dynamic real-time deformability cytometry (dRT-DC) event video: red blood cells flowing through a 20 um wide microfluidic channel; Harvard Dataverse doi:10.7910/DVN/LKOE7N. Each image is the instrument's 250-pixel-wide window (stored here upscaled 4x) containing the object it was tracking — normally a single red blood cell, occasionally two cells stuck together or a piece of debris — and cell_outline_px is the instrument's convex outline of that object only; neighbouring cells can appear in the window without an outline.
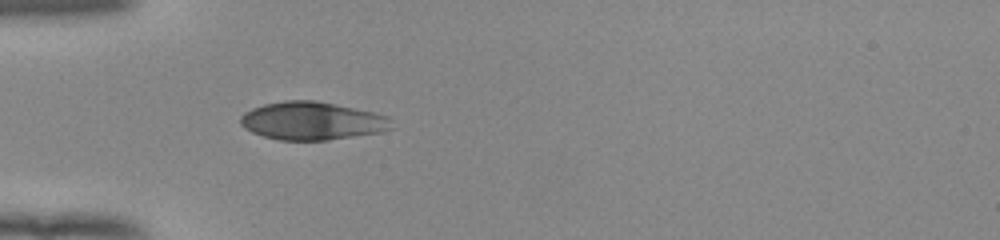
{"species": "human", "species_latin": "Homo sapiens", "temperature_condition": "room temperature", "stored_images_in_passage": 37, "camera_frame_rate_fps": 3000, "um_per_image_px": 0.085, "donor": {"sex": "female"}, "frame": {"image": 1, "passage_image": 1, "time_ms": 0.0, "image_size_px": [1000, 240], "cell_outline_px": [[396, 128], [384, 132], [328, 140], [280, 140], [264, 136], [252, 132], [244, 128], [240, 124], [240, 116], [244, 112], [252, 108], [264, 104], [284, 100], [316, 100], [372, 112], [388, 116]], "centroid_in_image_um": [26.55, 10.28], "position_along_channel_um": 58.4, "area_um2": 33.76}}
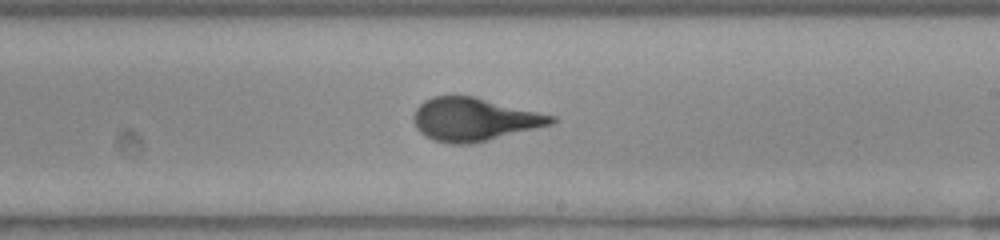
{"frame": {"image": 2, "passage_image": 16, "time_ms": 5.0, "image_size_px": [1000, 240], "cell_outline_px": [[556, 120], [552, 124], [472, 144], [452, 144], [432, 140], [420, 132], [416, 128], [412, 120], [412, 116], [416, 108], [424, 100], [432, 96], [476, 96], [556, 116]], "centroid_in_image_um": [40.27, 10.14], "position_along_channel_um": 248.7, "area_um2": 34.74}}
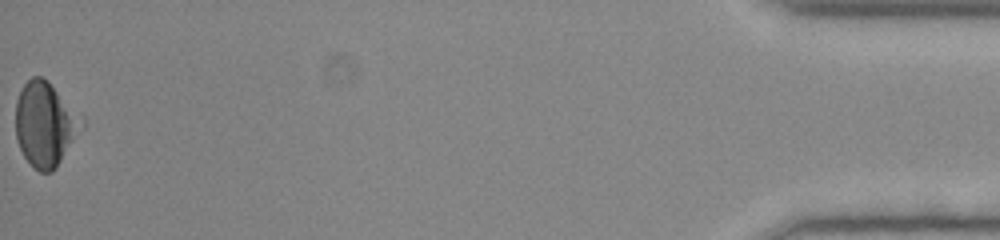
{"frame": {"image": 3, "passage_image": 37, "time_ms": 12.0, "image_size_px": [1000, 240], "cell_outline_px": [[76, 124], [60, 160], [56, 168], [52, 172], [40, 172], [24, 156], [20, 148], [16, 136], [16, 100], [24, 84], [32, 76], [40, 76], [48, 80], [56, 92]], "centroid_in_image_um": [3.6, 10.56], "position_along_channel_um": 431.6, "area_um2": 29.02}, "authors_computed_cell_mechanics": {"area_um2": 34.2176, "velocity_mm_per_s": 3.9259, "shape_relaxation_time_tau1_ms": 6.0786, "shape_relaxation_time_tau2_ms": null, "deformation_change_tau1": 0.1611, "deformation_change_tau2": null}}